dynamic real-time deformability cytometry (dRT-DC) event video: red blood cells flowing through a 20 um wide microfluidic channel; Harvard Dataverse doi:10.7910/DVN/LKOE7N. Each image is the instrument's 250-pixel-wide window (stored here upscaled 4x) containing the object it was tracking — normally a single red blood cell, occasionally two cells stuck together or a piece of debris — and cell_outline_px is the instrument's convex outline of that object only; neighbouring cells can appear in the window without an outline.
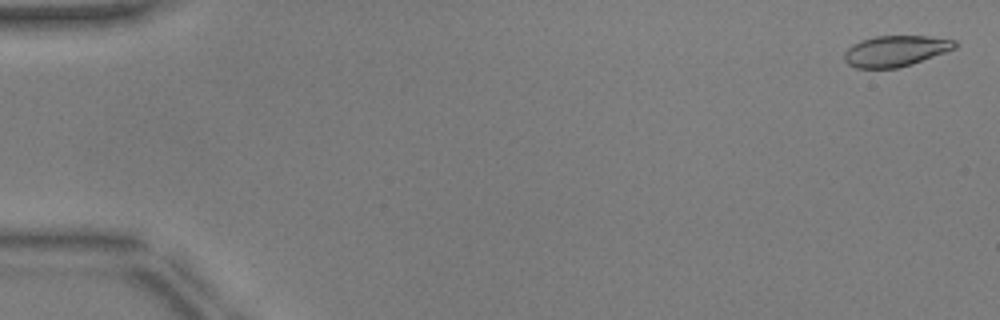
{"species": "common noctule bat (a hibernating species)", "species_latin": "Nyctalus noctula", "temperature_condition": "warm", "stored_images_in_passage": 8, "camera_frame_rate_fps": 3000, "um_per_image_px": 0.085, "animal": {"sex": "male", "body_mass_g": 17.9, "forearm_length_mm": 54.2}, "frame": {"image": 1, "passage_image": 2, "time_ms": 0.333, "image_size_px": [1000, 320], "cell_outline_px": [[956, 48], [912, 64], [896, 68], [856, 68], [848, 64], [844, 60], [844, 52], [852, 44], [860, 40], [876, 36], [928, 36], [956, 40]], "centroid_in_image_um": [76.1, 4.33], "position_along_channel_um": 8.9, "area_um2": 19.88}}